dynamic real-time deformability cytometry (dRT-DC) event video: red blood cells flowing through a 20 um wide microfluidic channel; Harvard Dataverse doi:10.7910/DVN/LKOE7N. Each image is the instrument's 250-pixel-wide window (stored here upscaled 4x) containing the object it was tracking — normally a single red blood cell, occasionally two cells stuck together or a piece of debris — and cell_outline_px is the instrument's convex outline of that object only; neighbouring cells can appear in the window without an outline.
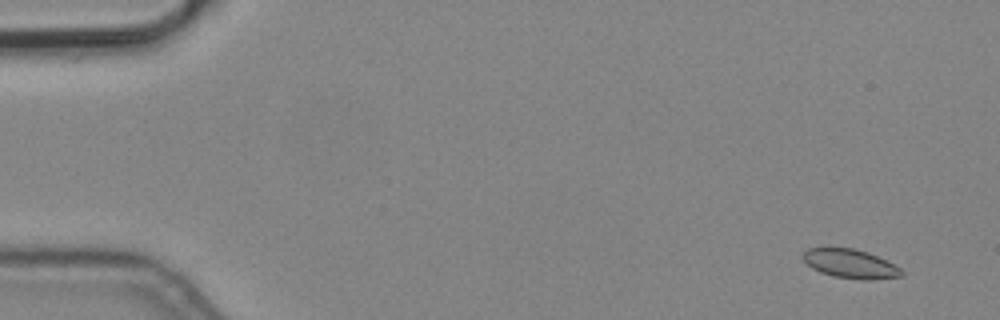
{"species": "common noctule bat (a hibernating species)", "species_latin": "Nyctalus noctula", "temperature_condition": "cold", "stored_images_in_passage": 6, "segment_of_instrument_passage": [2, 2], "camera_frame_rate_fps": 3000, "um_per_image_px": 0.085, "animal": {"sex": "male", "body_mass_g": 19.2, "forearm_length_mm": 51.8}, "frame": {"image": 1, "passage_image": 6, "time_ms": 1.667, "image_size_px": [1000, 320], "cell_outline_px": [[904, 276], [872, 280], [864, 280], [832, 276], [820, 272], [812, 268], [800, 256], [808, 248], [852, 248], [868, 252], [900, 268], [904, 272]], "centroid_in_image_um": [72.27, 22.43], "position_along_channel_um": 12.7, "area_um2": 16.59}}